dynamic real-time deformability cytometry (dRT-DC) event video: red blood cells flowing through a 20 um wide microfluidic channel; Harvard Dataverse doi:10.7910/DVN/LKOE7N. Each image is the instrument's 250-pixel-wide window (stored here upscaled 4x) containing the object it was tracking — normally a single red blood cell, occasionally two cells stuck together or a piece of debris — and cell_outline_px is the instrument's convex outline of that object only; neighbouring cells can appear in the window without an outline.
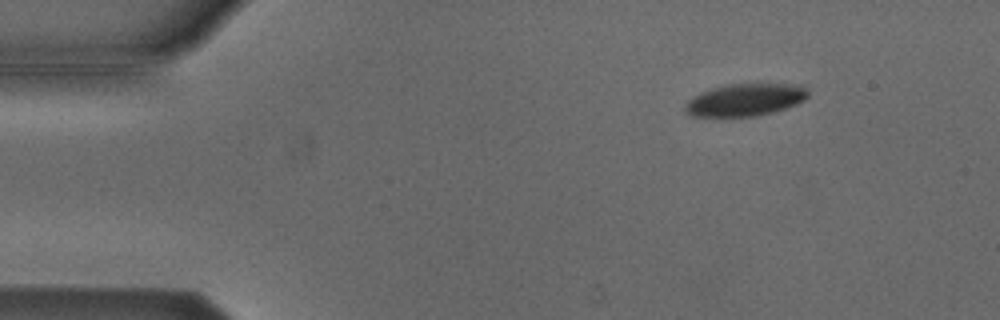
{"species": "Egyptian fruit bat (a non-hibernating species)", "species_latin": "Rousettus aegyptiacus", "temperature_condition": "cold", "stored_images_in_passage": 6, "camera_frame_rate_fps": 3000, "um_per_image_px": 0.085, "animal": {"sex": "male"}, "frame": {"image": 1, "passage_image": 2, "time_ms": 0.333, "image_size_px": [1000, 320], "cell_outline_px": [[808, 96], [804, 100], [796, 104], [772, 112], [756, 116], [692, 116], [684, 112], [684, 104], [692, 96], [700, 92], [724, 84], [800, 84], [808, 88]], "centroid_in_image_um": [63.32, 8.47], "position_along_channel_um": 21.7, "area_um2": 23.29}}
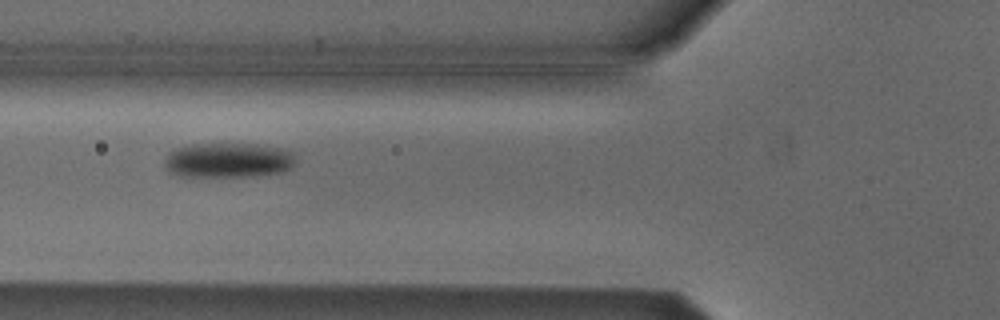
{"frame": {"image": 2, "passage_image": 5, "time_ms": 1.333, "image_size_px": [1000, 320], "cell_outline_px": [[296, 160], [292, 168], [280, 172], [252, 176], [180, 176], [172, 172], [164, 164], [164, 160], [168, 152], [172, 148], [192, 144], [256, 144], [280, 148], [292, 152]], "centroid_in_image_um": [19.39, 13.61], "position_along_channel_um": 106.4, "area_um2": 26.65}}
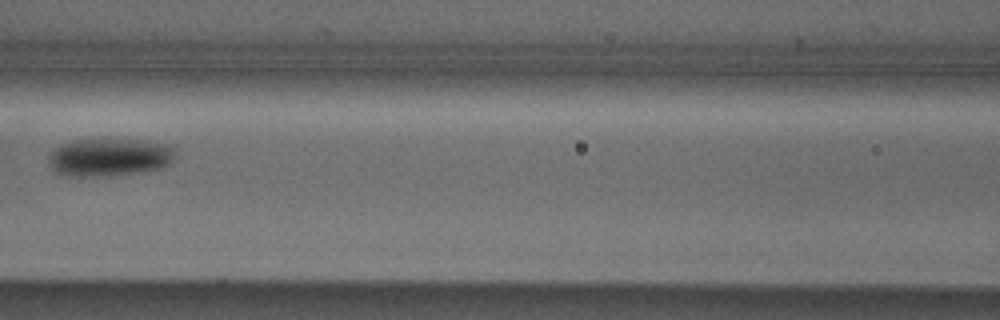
{"frame": {"image": 3, "passage_image": 6, "time_ms": 1.667, "image_size_px": [1000, 320], "cell_outline_px": [[176, 148], [172, 160], [168, 164], [160, 168], [140, 172], [96, 176], [72, 176], [56, 172], [52, 168], [52, 152], [60, 144], [72, 140], [104, 136], [148, 140], [176, 144]], "centroid_in_image_um": [9.4, 13.28], "position_along_channel_um": 157.2, "area_um2": 28.78}}